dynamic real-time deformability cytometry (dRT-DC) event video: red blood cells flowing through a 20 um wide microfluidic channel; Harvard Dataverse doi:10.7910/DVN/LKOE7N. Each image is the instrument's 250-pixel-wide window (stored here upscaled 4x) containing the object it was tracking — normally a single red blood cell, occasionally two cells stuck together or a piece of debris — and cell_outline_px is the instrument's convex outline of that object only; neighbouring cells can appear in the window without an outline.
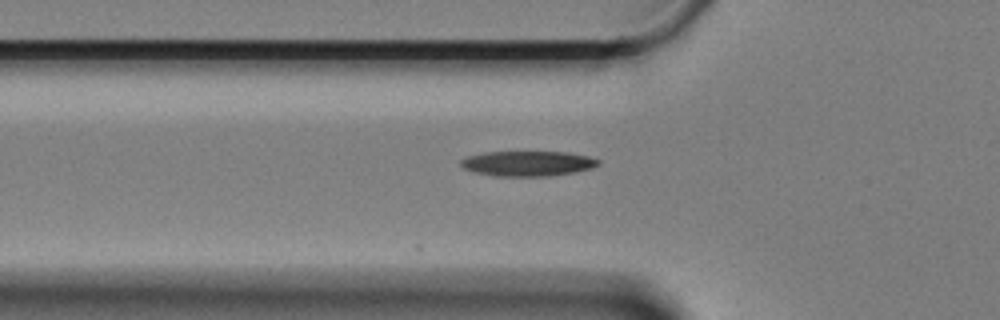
{"species": "Egyptian fruit bat (a non-hibernating species)", "species_latin": "Rousettus aegyptiacus", "temperature_condition": "cold", "stored_images_in_passage": 3, "camera_frame_rate_fps": 3000, "um_per_image_px": 0.085, "animal": {"sex": "female"}, "frame": {"image": 1, "passage_image": 3, "time_ms": 0.667, "image_size_px": [1000, 320], "cell_outline_px": [[600, 164], [592, 168], [572, 172], [548, 176], [496, 176], [476, 172], [464, 168], [460, 164], [460, 160], [468, 156], [484, 152], [568, 152], [588, 156], [600, 160]], "centroid_in_image_um": [44.86, 13.89], "position_along_channel_um": 80.9, "area_um2": 20.0}}